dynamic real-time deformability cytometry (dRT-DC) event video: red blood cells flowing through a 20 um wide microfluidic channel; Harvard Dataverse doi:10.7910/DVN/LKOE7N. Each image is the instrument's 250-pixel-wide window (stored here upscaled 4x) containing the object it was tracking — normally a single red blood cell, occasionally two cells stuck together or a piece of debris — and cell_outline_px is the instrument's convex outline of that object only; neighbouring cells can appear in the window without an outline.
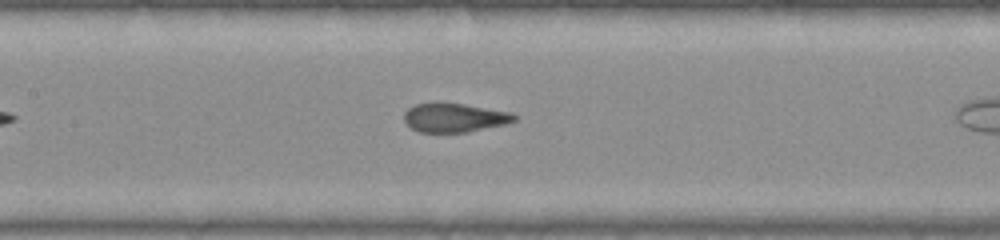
{"species": "common noctule bat (a hibernating species)", "species_latin": "Nyctalus noctula", "temperature_condition": "warm", "stored_images_in_passage": 16, "camera_frame_rate_fps": 3000, "um_per_image_px": 0.085, "animal": {"sex": "female", "body_mass_g": 22.0, "forearm_length_mm": 56.7}, "frame": {"image": 1, "passage_image": 12, "time_ms": 3.667, "image_size_px": [1000, 240], "cell_outline_px": [[516, 120], [504, 124], [468, 132], [420, 132], [412, 128], [404, 120], [404, 112], [408, 108], [416, 104], [436, 100], [464, 104], [512, 112], [516, 116]], "centroid_in_image_um": [38.59, 9.97], "position_along_channel_um": 168.8, "area_um2": 18.9}}